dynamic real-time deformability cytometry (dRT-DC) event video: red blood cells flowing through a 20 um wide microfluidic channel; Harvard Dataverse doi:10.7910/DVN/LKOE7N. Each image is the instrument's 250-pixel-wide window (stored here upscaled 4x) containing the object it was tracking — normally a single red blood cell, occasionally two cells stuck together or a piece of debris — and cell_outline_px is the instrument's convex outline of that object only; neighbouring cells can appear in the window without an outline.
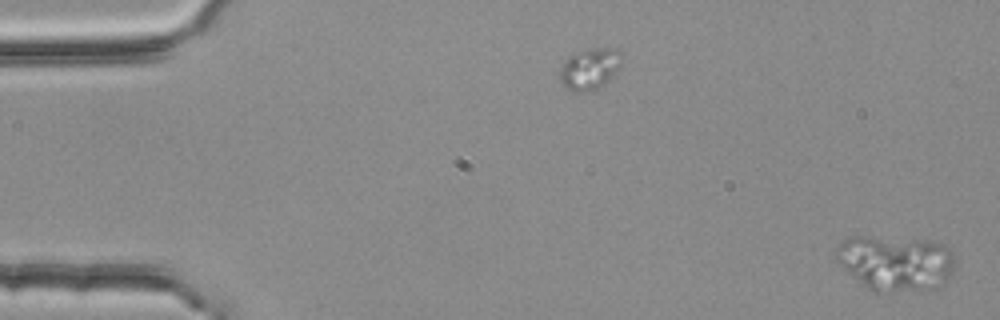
{"species": "common noctule bat (a hibernating species)", "species_latin": "Nyctalus noctula", "temperature_condition": "room temperature", "stored_images_in_passage": 2, "segment_of_instrument_passage": [2, 2], "camera_frame_rate_fps": 3000, "um_per_image_px": 0.085, "animal": {"sex": "female", "body_mass_g": 25.1}, "frame": {"image": 1, "passage_image": 2, "time_ms": 0.333, "image_size_px": [1000, 320], "cell_outline_px": [[956, 256], [952, 272], [948, 280], [944, 284], [936, 288], [888, 292], [872, 292], [844, 268], [836, 260], [836, 248], [844, 240], [852, 236], [868, 236], [928, 240], [948, 244]], "centroid_in_image_um": [76.19, 22.33], "position_along_channel_um": 8.8, "area_um2": 38.78}}